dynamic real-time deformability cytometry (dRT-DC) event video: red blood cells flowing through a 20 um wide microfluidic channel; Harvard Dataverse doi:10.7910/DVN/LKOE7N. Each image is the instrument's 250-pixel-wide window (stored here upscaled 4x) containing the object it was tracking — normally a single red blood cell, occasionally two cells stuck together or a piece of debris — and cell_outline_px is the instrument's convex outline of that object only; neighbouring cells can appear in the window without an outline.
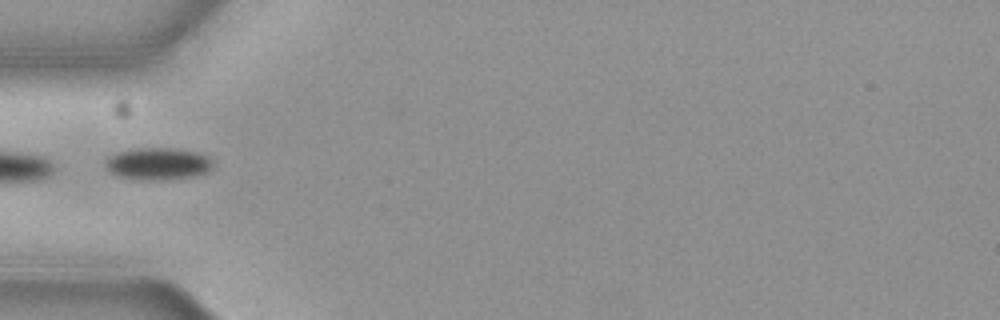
{"species": "common noctule bat (a hibernating species)", "species_latin": "Nyctalus noctula", "temperature_condition": "cold", "stored_images_in_passage": 4, "camera_frame_rate_fps": 3000, "um_per_image_px": 0.085, "animal": {"sex": "female", "body_mass_g": 19.3, "forearm_length_mm": 54.1}, "frame": {"image": 1, "passage_image": 4, "time_ms": 1.0, "image_size_px": [1000, 320], "cell_outline_px": [[212, 168], [208, 172], [196, 176], [156, 180], [140, 180], [120, 176], [112, 172], [108, 168], [108, 160], [116, 152], [140, 148], [168, 148], [196, 152], [204, 156], [212, 164]], "centroid_in_image_um": [13.45, 13.93], "position_along_channel_um": 71.5, "area_um2": 19.48}}